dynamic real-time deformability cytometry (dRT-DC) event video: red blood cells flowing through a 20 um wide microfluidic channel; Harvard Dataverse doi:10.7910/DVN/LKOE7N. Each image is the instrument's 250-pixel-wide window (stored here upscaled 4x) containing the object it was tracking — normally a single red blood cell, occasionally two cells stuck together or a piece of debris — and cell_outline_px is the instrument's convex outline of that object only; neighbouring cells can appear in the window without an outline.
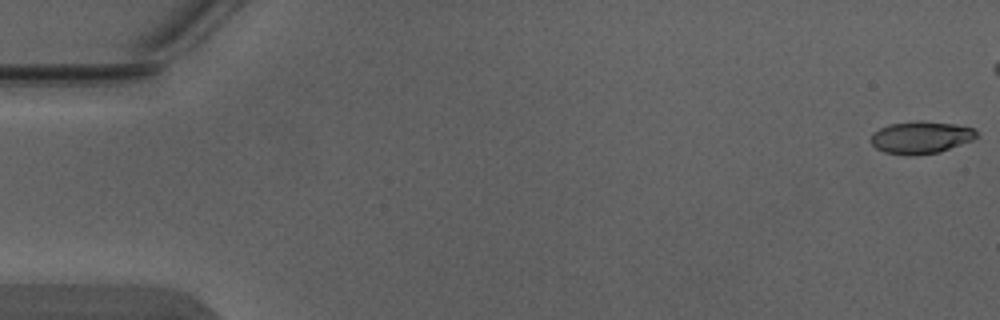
{"species": "Egyptian fruit bat (a non-hibernating species)", "species_latin": "Rousettus aegyptiacus", "temperature_condition": "warm", "stored_images_in_passage": 5, "camera_frame_rate_fps": 3000, "um_per_image_px": 0.085, "animal": {"sex": "male"}, "frame": {"image": 1, "passage_image": 1, "time_ms": 0.0, "image_size_px": [1000, 320], "cell_outline_px": [[980, 136], [972, 140], [940, 152], [916, 156], [904, 156], [884, 152], [876, 148], [872, 144], [872, 132], [888, 124], [916, 120], [920, 120], [956, 124], [972, 128]], "centroid_in_image_um": [78.27, 11.68], "position_along_channel_um": 6.7, "area_um2": 20.23}}
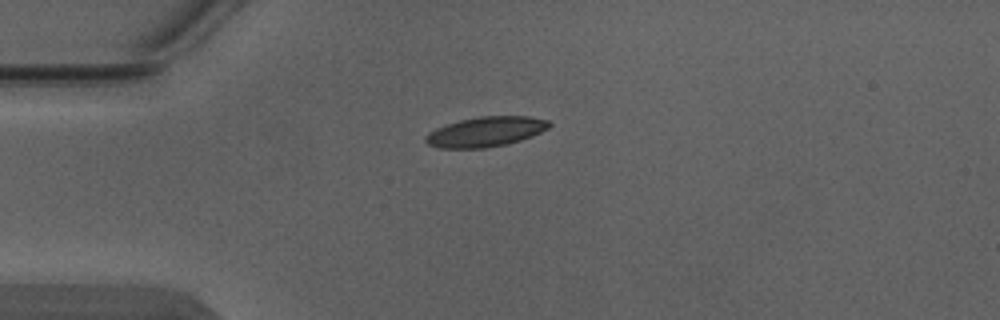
{"frame": {"image": 2, "passage_image": 5, "time_ms": 1.333, "image_size_px": [1000, 320], "cell_outline_px": [[552, 124], [548, 128], [532, 136], [508, 144], [484, 148], [440, 148], [428, 144], [424, 140], [424, 136], [428, 132], [436, 128], [460, 120], [480, 116], [528, 116], [548, 120]], "centroid_in_image_um": [41.28, 11.2], "position_along_channel_um": 43.7, "area_um2": 21.56}}